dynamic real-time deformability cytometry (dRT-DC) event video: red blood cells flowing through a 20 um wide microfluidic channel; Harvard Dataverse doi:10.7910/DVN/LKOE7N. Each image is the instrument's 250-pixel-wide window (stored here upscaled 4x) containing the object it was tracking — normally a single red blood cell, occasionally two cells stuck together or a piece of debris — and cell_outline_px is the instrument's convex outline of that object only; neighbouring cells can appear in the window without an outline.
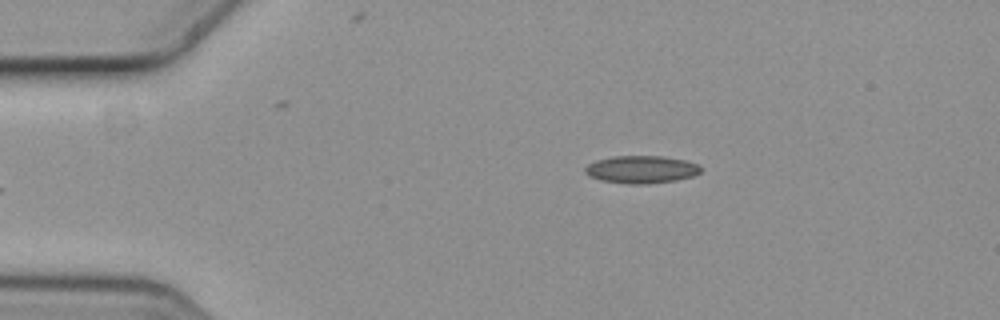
{"species": "common noctule bat (a hibernating species)", "species_latin": "Nyctalus noctula", "temperature_condition": "cold", "stored_images_in_passage": 6, "camera_frame_rate_fps": 3000, "um_per_image_px": 0.085, "animal": {"sex": "female", "body_mass_g": 19.3, "forearm_length_mm": 54.1}, "frame": {"image": 1, "passage_image": 6, "time_ms": 1.667, "image_size_px": [1000, 320], "cell_outline_px": [[700, 172], [692, 176], [676, 180], [644, 184], [632, 184], [604, 180], [588, 176], [584, 172], [584, 168], [588, 164], [596, 160], [612, 156], [660, 156], [684, 160], [696, 164], [700, 168]], "centroid_in_image_um": [54.47, 14.39], "position_along_channel_um": 30.5, "area_um2": 18.32}}